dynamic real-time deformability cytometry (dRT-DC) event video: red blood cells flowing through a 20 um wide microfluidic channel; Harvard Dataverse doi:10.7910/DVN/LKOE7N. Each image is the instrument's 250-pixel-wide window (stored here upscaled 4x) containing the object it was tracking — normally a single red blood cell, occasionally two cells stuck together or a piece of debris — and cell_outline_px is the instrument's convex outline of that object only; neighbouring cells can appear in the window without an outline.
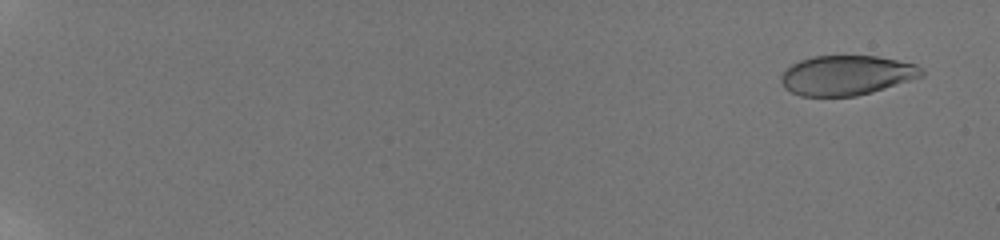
{"species": "human", "species_latin": "Homo sapiens", "temperature_condition": "room temperature", "stored_images_in_passage": 39, "camera_frame_rate_fps": 3000, "um_per_image_px": 0.085, "donor": {"sex": "male"}, "frame": {"image": 1, "passage_image": 3, "time_ms": 1.0, "image_size_px": [1000, 240], "cell_outline_px": [[924, 76], [872, 92], [856, 96], [800, 96], [784, 88], [780, 80], [780, 76], [792, 64], [800, 60], [812, 56], [876, 56], [916, 64], [924, 68]], "centroid_in_image_um": [71.97, 6.4], "position_along_channel_um": 13.0, "area_um2": 32.6}}
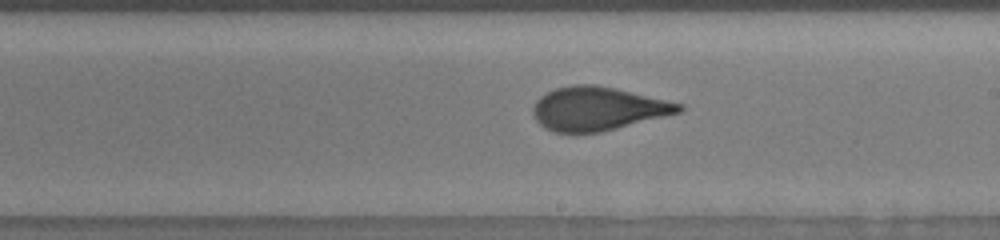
{"frame": {"image": 2, "passage_image": 34, "time_ms": 12.667, "image_size_px": [1000, 240], "cell_outline_px": [[684, 108], [680, 112], [600, 132], [552, 132], [544, 128], [536, 120], [532, 112], [532, 108], [536, 100], [540, 96], [556, 88], [572, 84], [596, 84], [684, 104]], "centroid_in_image_um": [50.77, 9.23], "position_along_channel_um": 238.2, "area_um2": 36.76}}
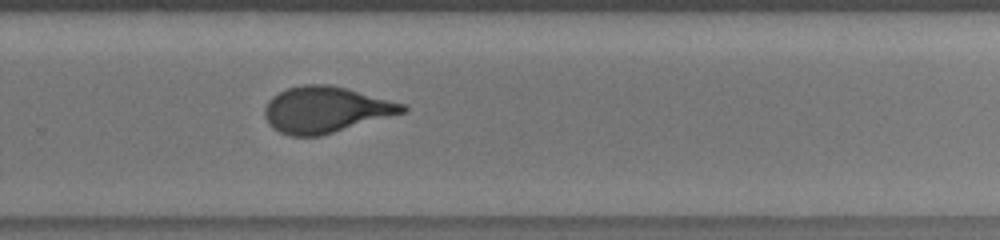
{"frame": {"image": 3, "passage_image": 39, "time_ms": 14.333, "image_size_px": [1000, 240], "cell_outline_px": [[408, 108], [404, 112], [320, 136], [288, 136], [272, 128], [268, 124], [264, 116], [264, 108], [268, 100], [272, 96], [288, 88], [304, 84], [328, 84], [348, 88], [408, 104]], "centroid_in_image_um": [27.67, 9.31], "position_along_channel_um": 302.1, "area_um2": 37.22}}